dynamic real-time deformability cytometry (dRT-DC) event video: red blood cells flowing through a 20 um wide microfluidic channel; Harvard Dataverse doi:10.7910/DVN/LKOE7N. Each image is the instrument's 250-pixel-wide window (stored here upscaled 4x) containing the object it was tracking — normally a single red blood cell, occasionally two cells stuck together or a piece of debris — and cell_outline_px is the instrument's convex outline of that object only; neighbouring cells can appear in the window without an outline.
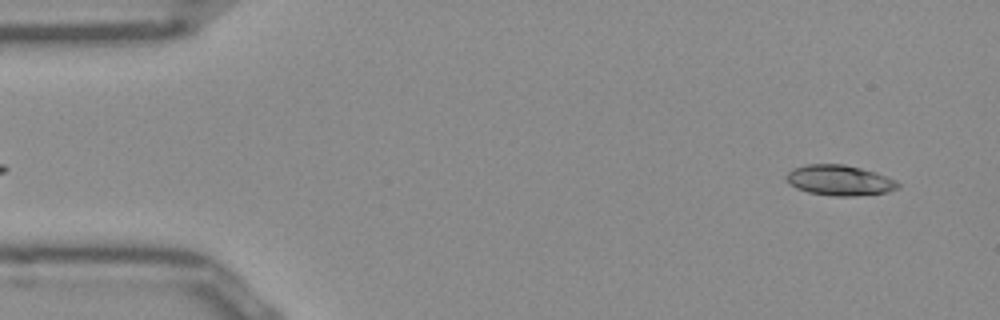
{"species": "Egyptian fruit bat (a non-hibernating species)", "species_latin": "Rousettus aegyptiacus", "temperature_condition": "room temperature", "stored_images_in_passage": 50, "camera_frame_rate_fps": 3000, "um_per_image_px": 0.085, "frame": {"image": 1, "passage_image": 3, "time_ms": 0.667, "image_size_px": [1000, 320], "cell_outline_px": [[900, 188], [888, 192], [852, 196], [832, 196], [808, 192], [796, 188], [788, 184], [784, 180], [784, 176], [792, 168], [804, 164], [844, 164], [876, 172], [888, 176], [896, 180], [900, 184]], "centroid_in_image_um": [71.33, 15.32], "position_along_channel_um": 13.7, "area_um2": 20.17}}
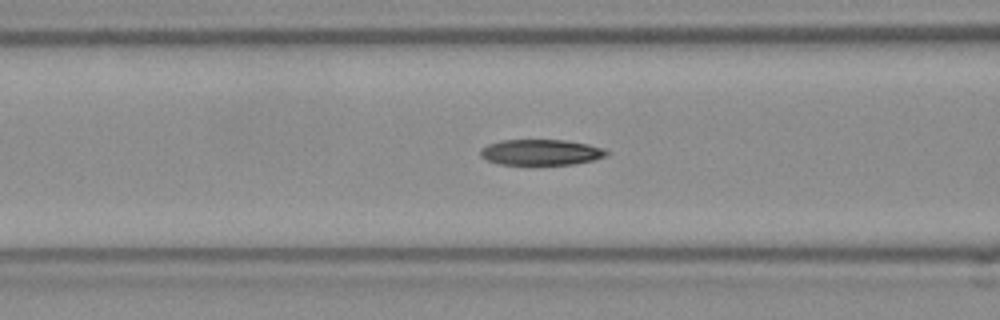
{"frame": {"image": 2, "passage_image": 19, "time_ms": 6.0, "image_size_px": [1000, 320], "cell_outline_px": [[608, 152], [604, 156], [592, 160], [572, 164], [500, 164], [488, 160], [480, 156], [480, 148], [488, 144], [500, 140], [568, 140], [588, 144], [604, 148]], "centroid_in_image_um": [45.95, 12.93], "position_along_channel_um": 120.6, "area_um2": 18.79}}
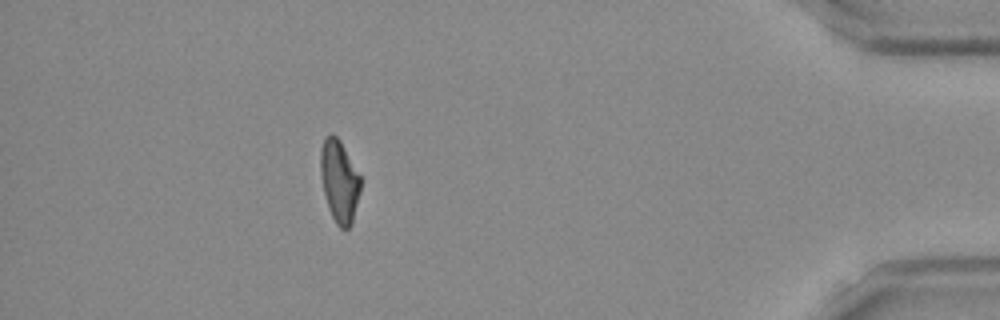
{"frame": {"image": 3, "passage_image": 45, "time_ms": 14.667, "image_size_px": [1000, 320], "cell_outline_px": [[360, 192], [352, 224], [348, 228], [340, 228], [336, 224], [328, 208], [320, 176], [320, 148], [324, 136], [328, 132], [332, 132], [340, 140], [360, 176]], "centroid_in_image_um": [28.82, 15.36], "position_along_channel_um": 406.4, "area_um2": 19.36}, "authors_computed_cell_mechanics": {"area_um2": 19.5653, "velocity_mm_per_s": 3.9327, "shape_relaxation_time_tau1_ms": 4.3927, "shape_relaxation_time_tau2_ms": 3.507, "deformation_change_tau1": 0.1745, "deformation_change_tau2": 0.1096}}